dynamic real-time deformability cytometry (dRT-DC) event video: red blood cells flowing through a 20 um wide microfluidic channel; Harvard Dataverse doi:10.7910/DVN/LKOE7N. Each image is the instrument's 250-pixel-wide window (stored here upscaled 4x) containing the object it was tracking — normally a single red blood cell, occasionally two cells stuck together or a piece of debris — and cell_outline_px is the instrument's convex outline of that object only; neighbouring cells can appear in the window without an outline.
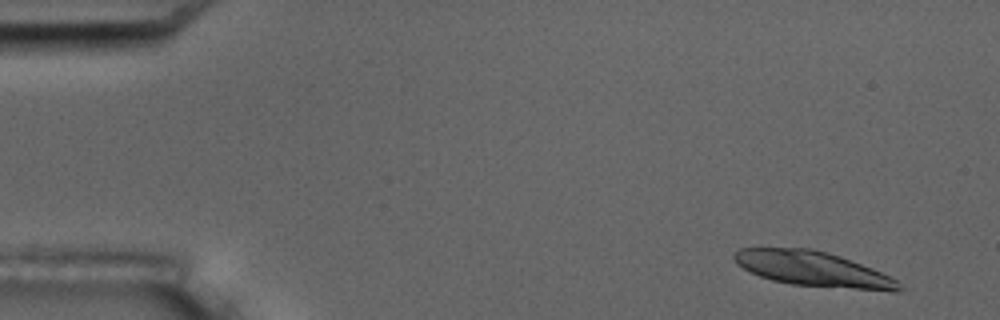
{"species": "common noctule bat (a hibernating species)", "species_latin": "Nyctalus noctula", "temperature_condition": "room temperature", "stored_images_in_passage": 6, "camera_frame_rate_fps": 3000, "um_per_image_px": 0.085, "animal": {"sex": "male", "body_mass_g": 17.5, "forearm_length_mm": 52.3}, "frame": {"image": 1, "passage_image": 1, "time_ms": 0.0, "image_size_px": [1000, 320], "cell_outline_px": [[900, 292], [892, 292], [792, 284], [772, 280], [760, 276], [736, 264], [732, 256], [732, 252], [740, 248], [812, 248], [828, 252], [840, 256], [872, 268], [896, 280], [900, 288]], "centroid_in_image_um": [69.08, 22.86], "position_along_channel_um": 15.9, "area_um2": 33.47}}